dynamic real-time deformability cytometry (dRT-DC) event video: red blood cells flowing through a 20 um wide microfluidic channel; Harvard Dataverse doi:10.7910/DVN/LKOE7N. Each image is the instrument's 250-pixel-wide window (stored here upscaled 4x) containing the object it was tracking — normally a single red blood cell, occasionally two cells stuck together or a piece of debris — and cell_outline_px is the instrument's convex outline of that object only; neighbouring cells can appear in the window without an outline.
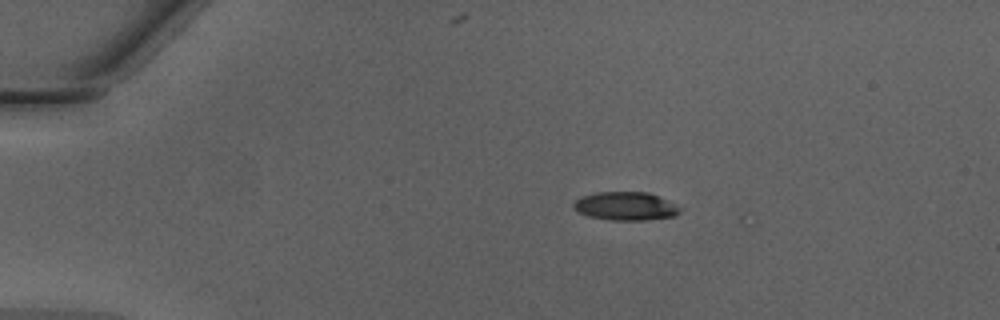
{"species": "Egyptian fruit bat (a non-hibernating species)", "species_latin": "Rousettus aegyptiacus", "temperature_condition": "warm", "stored_images_in_passage": 17, "camera_frame_rate_fps": 3000, "um_per_image_px": 0.085, "animal": {"sex": "male"}, "frame": {"image": 1, "passage_image": 1, "time_ms": 0.0, "image_size_px": [1000, 320], "cell_outline_px": [[684, 208], [680, 212], [672, 216], [648, 220], [608, 220], [588, 216], [572, 208], [572, 204], [580, 196], [596, 192], [648, 192], [668, 200]], "centroid_in_image_um": [53.18, 17.52], "position_along_channel_um": 31.8, "area_um2": 17.8}}
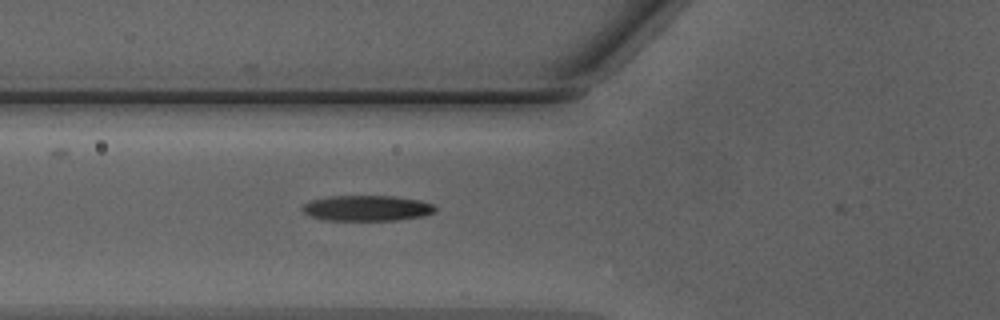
{"frame": {"image": 2, "passage_image": 10, "time_ms": 3.0, "image_size_px": [1000, 320], "cell_outline_px": [[436, 212], [424, 216], [396, 220], [324, 220], [312, 216], [304, 212], [300, 208], [304, 204], [312, 200], [328, 196], [396, 196], [420, 200], [432, 204], [436, 208]], "centroid_in_image_um": [31.21, 17.69], "position_along_channel_um": 94.6, "area_um2": 19.83}}
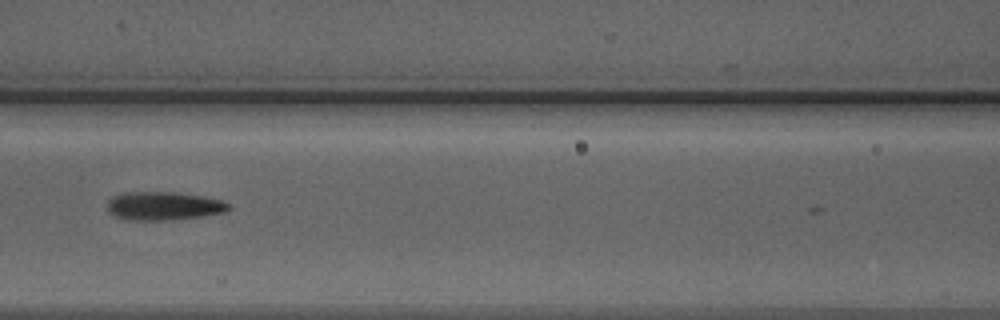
{"frame": {"image": 3, "passage_image": 14, "time_ms": 4.333, "image_size_px": [1000, 320], "cell_outline_px": [[232, 208], [224, 212], [200, 216], [172, 220], [132, 220], [116, 216], [108, 212], [108, 200], [112, 196], [124, 192], [180, 192], [204, 196], [224, 200]], "centroid_in_image_um": [13.93, 17.49], "position_along_channel_um": 152.7, "area_um2": 20.23}}